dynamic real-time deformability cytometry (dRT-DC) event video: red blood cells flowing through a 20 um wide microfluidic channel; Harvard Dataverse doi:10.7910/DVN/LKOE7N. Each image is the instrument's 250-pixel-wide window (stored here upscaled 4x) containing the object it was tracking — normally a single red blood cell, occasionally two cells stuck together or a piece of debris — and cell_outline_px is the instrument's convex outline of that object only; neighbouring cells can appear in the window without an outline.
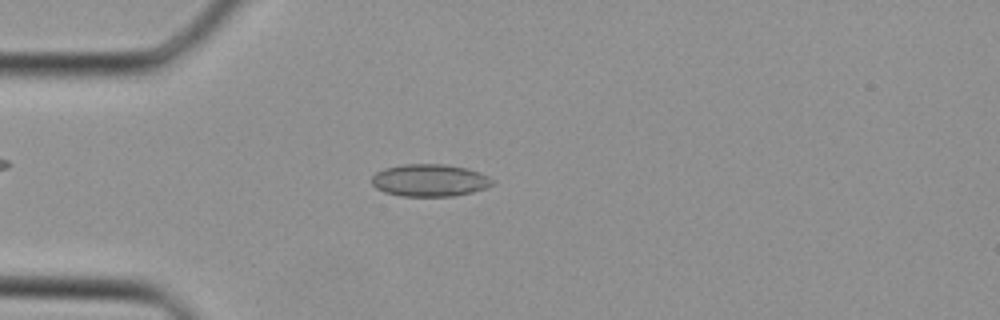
{"species": "Egyptian fruit bat (a non-hibernating species)", "species_latin": "Rousettus aegyptiacus", "temperature_condition": "cold", "stored_images_in_passage": 37, "camera_frame_rate_fps": 3000, "um_per_image_px": 0.085, "animal": {"sex": "female"}, "frame": {"image": 1, "passage_image": 9, "time_ms": 2.667, "image_size_px": [1000, 320], "cell_outline_px": [[496, 180], [492, 184], [484, 188], [472, 192], [452, 196], [400, 196], [384, 192], [376, 188], [372, 184], [372, 176], [376, 172], [384, 168], [404, 164], [444, 164], [468, 168], [480, 172]], "centroid_in_image_um": [36.52, 15.32], "position_along_channel_um": 48.5, "area_um2": 22.83}}
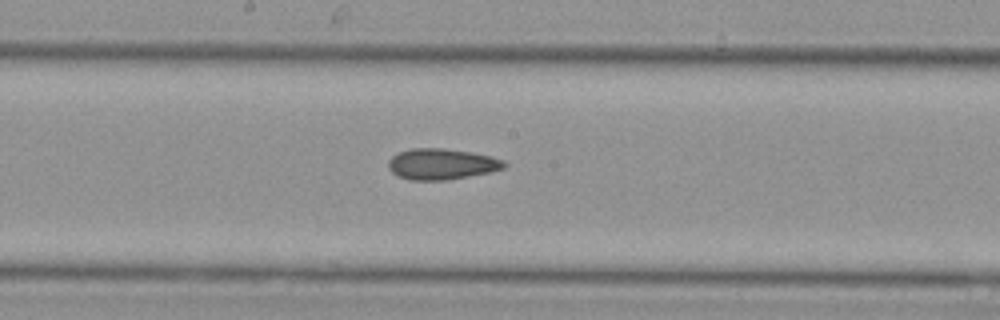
{"frame": {"image": 2, "passage_image": 19, "time_ms": 6.0, "image_size_px": [1000, 320], "cell_outline_px": [[508, 164], [504, 168], [492, 172], [444, 180], [412, 180], [400, 176], [392, 172], [388, 168], [388, 160], [392, 156], [400, 152], [412, 148], [444, 148], [472, 152], [492, 156], [504, 160]], "centroid_in_image_um": [37.57, 13.93], "position_along_channel_um": 210.6, "area_um2": 20.92}}
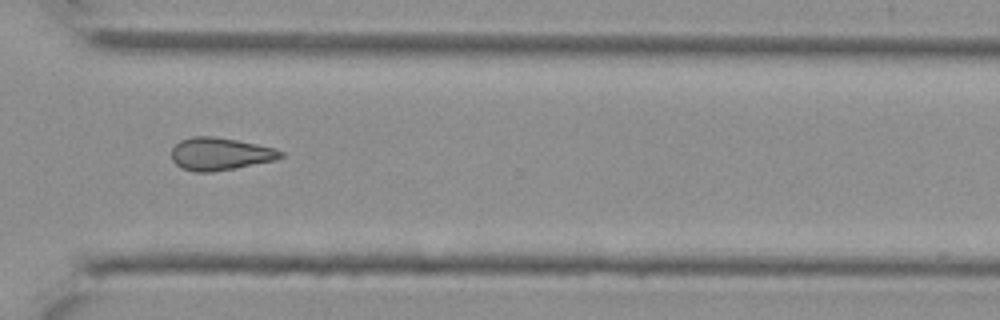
{"frame": {"image": 3, "passage_image": 27, "time_ms": 8.667, "image_size_px": [1000, 320], "cell_outline_px": [[284, 156], [276, 160], [236, 168], [212, 172], [196, 172], [180, 168], [172, 160], [172, 148], [180, 140], [192, 136], [212, 136], [236, 140], [276, 148], [284, 152]], "centroid_in_image_um": [18.72, 13.09], "position_along_channel_um": 351.9, "area_um2": 20.87}}